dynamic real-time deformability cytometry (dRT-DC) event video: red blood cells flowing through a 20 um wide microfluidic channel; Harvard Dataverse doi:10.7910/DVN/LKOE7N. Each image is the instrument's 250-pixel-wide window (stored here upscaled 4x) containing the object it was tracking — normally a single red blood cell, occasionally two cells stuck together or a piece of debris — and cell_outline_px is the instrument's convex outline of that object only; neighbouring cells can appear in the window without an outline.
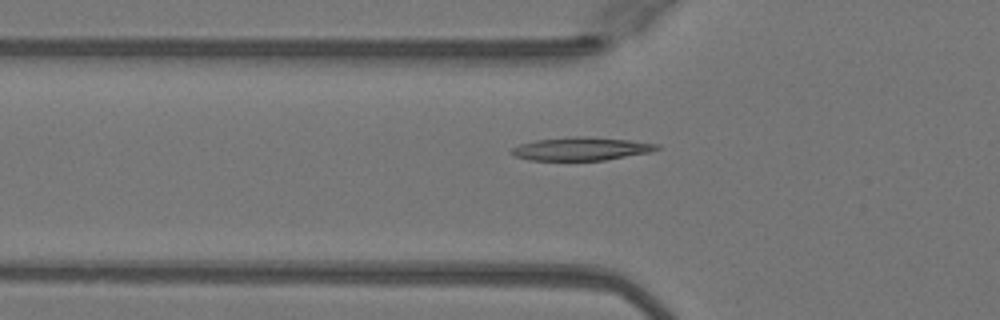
{"species": "Egyptian fruit bat (a non-hibernating species)", "species_latin": "Rousettus aegyptiacus", "temperature_condition": "warm", "stored_images_in_passage": 36, "camera_frame_rate_fps": 3000, "um_per_image_px": 0.085, "animal": {"sex": "female"}, "frame": {"image": 1, "passage_image": 6, "time_ms": 1.667, "image_size_px": [1000, 320], "cell_outline_px": [[660, 148], [652, 152], [604, 160], [528, 160], [516, 156], [508, 152], [512, 148], [520, 144], [536, 140], [576, 136], [584, 136], [628, 140], [660, 144]], "centroid_in_image_um": [49.41, 12.65], "position_along_channel_um": 76.4, "area_um2": 19.59}}
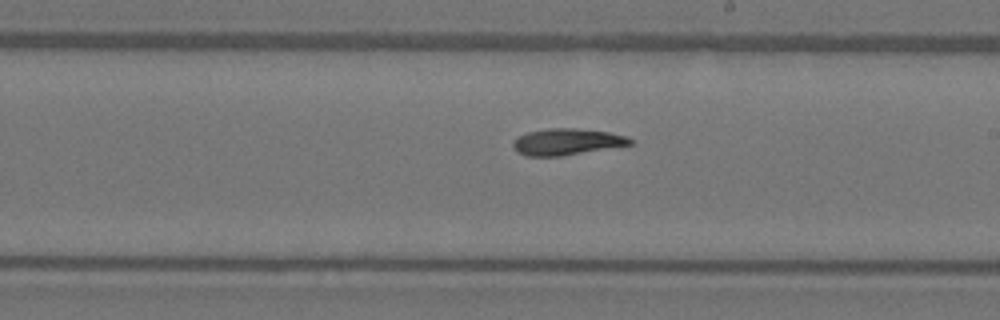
{"frame": {"image": 2, "passage_image": 18, "time_ms": 5.667, "image_size_px": [1000, 320], "cell_outline_px": [[636, 144], [560, 156], [524, 156], [516, 152], [512, 148], [512, 140], [516, 136], [528, 132], [552, 128], [576, 128], [608, 132], [624, 136], [632, 140]], "centroid_in_image_um": [48.13, 12.06], "position_along_channel_um": 240.9, "area_um2": 18.21}}
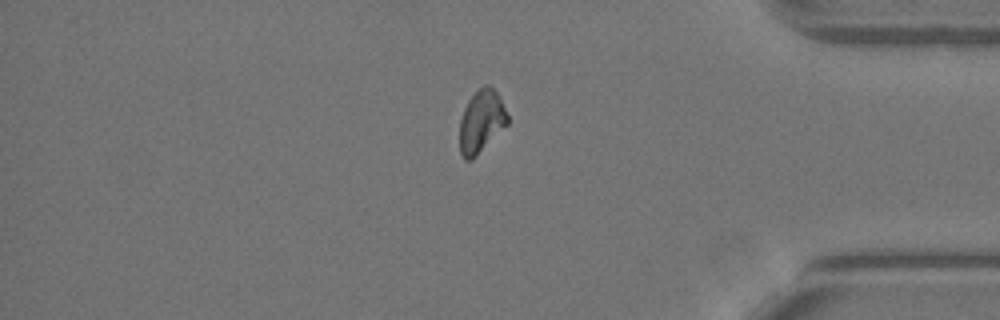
{"frame": {"image": 3, "passage_image": 31, "time_ms": 10.0, "image_size_px": [1000, 320], "cell_outline_px": [[508, 124], [472, 160], [464, 160], [460, 152], [460, 120], [464, 108], [468, 100], [484, 84], [488, 84], [496, 92], [508, 116]], "centroid_in_image_um": [40.9, 10.34], "position_along_channel_um": 394.3, "area_um2": 17.22}, "authors_computed_cell_mechanics": {"area_um2": 18.1781, "velocity_mm_per_s": 4.0915, "shape_relaxation_time_tau1_ms": 8.8785, "shape_relaxation_time_tau2_ms": null, "deformation_change_tau1": 0.2312, "deformation_change_tau2": null}}